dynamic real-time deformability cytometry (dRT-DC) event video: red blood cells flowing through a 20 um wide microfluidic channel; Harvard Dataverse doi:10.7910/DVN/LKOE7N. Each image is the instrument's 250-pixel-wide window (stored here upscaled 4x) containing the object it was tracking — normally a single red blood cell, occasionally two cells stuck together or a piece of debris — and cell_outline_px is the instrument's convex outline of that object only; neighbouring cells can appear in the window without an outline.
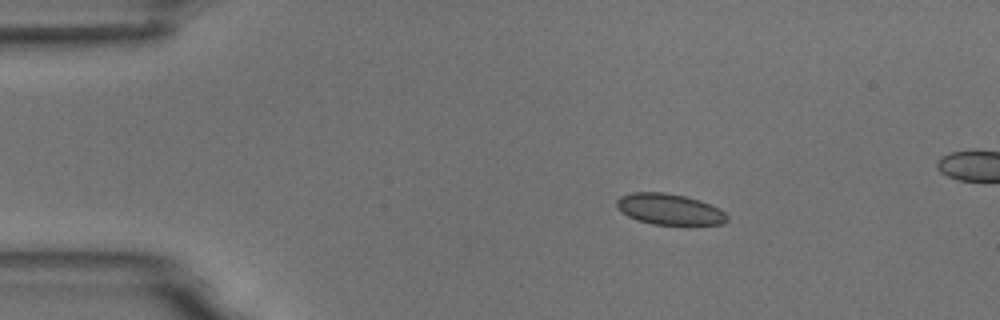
{"species": "common noctule bat (a hibernating species)", "species_latin": "Nyctalus noctula", "temperature_condition": "room temperature", "stored_images_in_passage": 4, "camera_frame_rate_fps": 3000, "um_per_image_px": 0.085, "animal": {"sex": "male", "body_mass_g": 18.8}, "frame": {"image": 1, "passage_image": 1, "time_ms": 0.0, "image_size_px": [1000, 320], "cell_outline_px": [[728, 220], [724, 224], [652, 224], [636, 220], [620, 212], [616, 208], [616, 200], [620, 196], [632, 192], [664, 192], [684, 196], [700, 200], [720, 208], [728, 216]], "centroid_in_image_um": [56.87, 17.78], "position_along_channel_um": 28.1, "area_um2": 20.06}}